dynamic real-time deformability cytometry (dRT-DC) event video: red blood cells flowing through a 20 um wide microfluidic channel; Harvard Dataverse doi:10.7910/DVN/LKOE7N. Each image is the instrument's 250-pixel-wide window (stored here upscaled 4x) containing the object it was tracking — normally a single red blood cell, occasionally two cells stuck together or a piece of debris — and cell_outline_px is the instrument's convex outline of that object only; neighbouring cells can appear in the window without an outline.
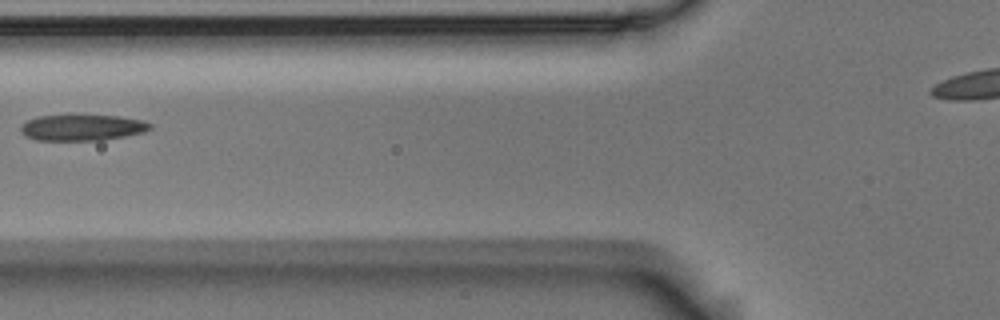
{"species": "Egyptian fruit bat (a non-hibernating species)", "species_latin": "Rousettus aegyptiacus", "temperature_condition": "room temperature", "stored_images_in_passage": 5, "camera_frame_rate_fps": 3000, "um_per_image_px": 0.085, "animal": {"sex": "male"}, "frame": {"image": 1, "passage_image": 5, "time_ms": 1.333, "image_size_px": [1000, 320], "cell_outline_px": [[152, 128], [144, 132], [104, 140], [36, 140], [24, 136], [20, 132], [20, 124], [36, 116], [120, 116], [144, 120], [152, 124]], "centroid_in_image_um": [6.98, 10.85], "position_along_channel_um": 118.8, "area_um2": 19.65}}